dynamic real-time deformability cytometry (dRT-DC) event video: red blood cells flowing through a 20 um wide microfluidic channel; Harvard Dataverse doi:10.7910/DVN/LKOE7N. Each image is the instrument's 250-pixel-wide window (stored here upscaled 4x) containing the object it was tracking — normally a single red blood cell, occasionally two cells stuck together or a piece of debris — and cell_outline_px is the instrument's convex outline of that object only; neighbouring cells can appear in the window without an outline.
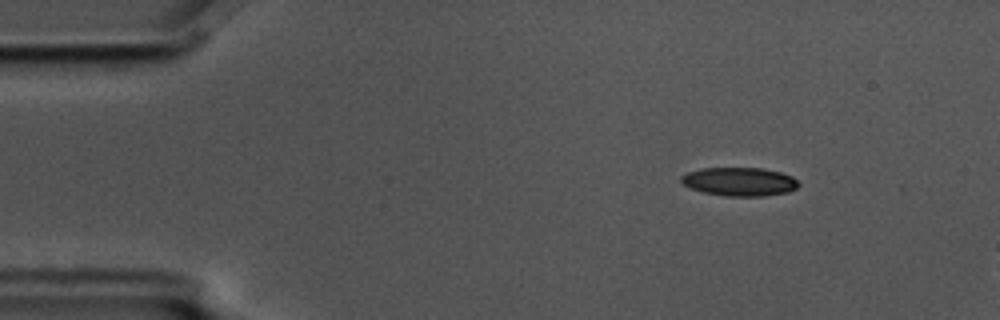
{"species": "common noctule bat (a hibernating species)", "species_latin": "Nyctalus noctula", "temperature_condition": "cold", "stored_images_in_passage": 8, "camera_frame_rate_fps": 3000, "um_per_image_px": 0.085, "animal": {"sex": "male", "body_mass_g": 17.5, "forearm_length_mm": 52.3}, "frame": {"image": 1, "passage_image": 1, "time_ms": 0.0, "image_size_px": [1000, 320], "cell_outline_px": [[800, 184], [796, 188], [788, 192], [764, 196], [724, 196], [704, 192], [688, 188], [680, 180], [680, 176], [688, 172], [700, 168], [764, 168], [780, 172], [792, 176]], "centroid_in_image_um": [62.84, 15.44], "position_along_channel_um": 22.2, "area_um2": 19.65}}